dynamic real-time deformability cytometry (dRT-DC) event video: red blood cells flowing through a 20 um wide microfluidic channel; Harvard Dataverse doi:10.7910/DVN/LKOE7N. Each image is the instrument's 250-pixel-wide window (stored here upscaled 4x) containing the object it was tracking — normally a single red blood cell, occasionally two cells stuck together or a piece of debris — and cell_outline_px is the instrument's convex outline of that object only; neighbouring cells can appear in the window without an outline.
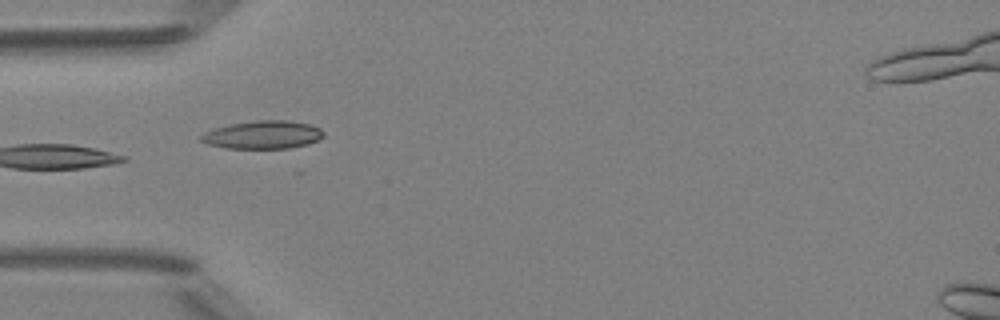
{"species": "Egyptian fruit bat (a non-hibernating species)", "species_latin": "Rousettus aegyptiacus", "temperature_condition": "room temperature", "stored_images_in_passage": 5, "camera_frame_rate_fps": 3000, "um_per_image_px": 0.085, "animal": {"sex": "female"}, "frame": {"image": 1, "passage_image": 5, "time_ms": 4.333, "image_size_px": [1000, 320], "cell_outline_px": [[324, 136], [308, 144], [288, 148], [224, 148], [208, 144], [200, 140], [200, 136], [204, 132], [212, 128], [232, 124], [256, 120], [288, 120], [312, 124], [320, 128], [324, 132]], "centroid_in_image_um": [22.34, 11.45], "position_along_channel_um": 62.7, "area_um2": 20.11}}